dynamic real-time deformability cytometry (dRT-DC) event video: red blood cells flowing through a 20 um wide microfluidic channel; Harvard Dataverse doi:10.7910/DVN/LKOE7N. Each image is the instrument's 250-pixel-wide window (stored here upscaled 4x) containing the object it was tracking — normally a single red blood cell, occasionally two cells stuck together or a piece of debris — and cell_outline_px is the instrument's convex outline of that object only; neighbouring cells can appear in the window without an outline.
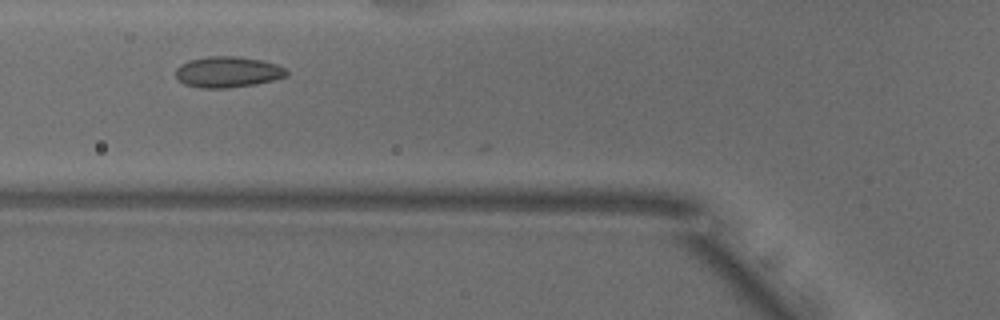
{"species": "common noctule bat (a hibernating species)", "species_latin": "Nyctalus noctula", "temperature_condition": "warm", "stored_images_in_passage": 6, "camera_frame_rate_fps": 3000, "um_per_image_px": 0.085, "animal": {"sex": "male", "body_mass_g": 18.8}, "frame": {"image": 1, "passage_image": 5, "time_ms": 1.333, "image_size_px": [1000, 320], "cell_outline_px": [[288, 76], [256, 84], [228, 88], [200, 88], [184, 84], [176, 76], [176, 68], [180, 64], [188, 60], [208, 56], [236, 56], [260, 60], [276, 64], [284, 68], [288, 72]], "centroid_in_image_um": [19.34, 6.12], "position_along_channel_um": 106.5, "area_um2": 20.0}}